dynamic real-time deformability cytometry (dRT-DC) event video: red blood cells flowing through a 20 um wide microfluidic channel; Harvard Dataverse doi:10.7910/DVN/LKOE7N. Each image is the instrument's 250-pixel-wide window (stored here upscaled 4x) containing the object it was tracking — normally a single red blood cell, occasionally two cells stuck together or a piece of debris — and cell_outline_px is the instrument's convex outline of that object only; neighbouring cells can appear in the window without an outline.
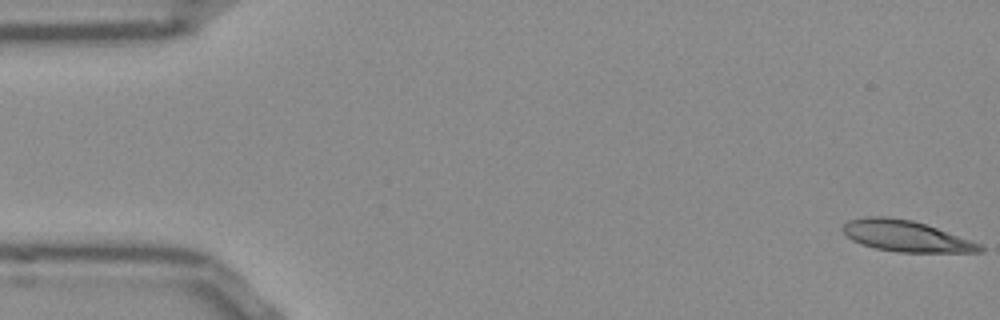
{"species": "Egyptian fruit bat (a non-hibernating species)", "species_latin": "Rousettus aegyptiacus", "temperature_condition": "room temperature", "stored_images_in_passage": 52, "camera_frame_rate_fps": 3000, "um_per_image_px": 0.085, "frame": {"image": 1, "passage_image": 1, "time_ms": 0.0, "image_size_px": [1000, 320], "cell_outline_px": [[984, 248], [980, 252], [900, 252], [876, 248], [860, 244], [852, 240], [840, 228], [848, 220], [864, 216], [888, 216], [912, 220], [936, 228], [980, 244]], "centroid_in_image_um": [76.93, 20.05], "position_along_channel_um": 8.1, "area_um2": 24.57}}
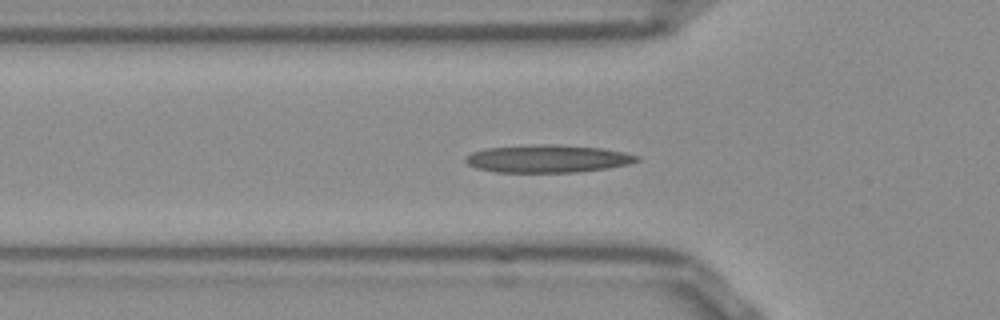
{"frame": {"image": 2, "passage_image": 17, "time_ms": 5.333, "image_size_px": [1000, 320], "cell_outline_px": [[640, 160], [628, 164], [608, 168], [576, 172], [496, 172], [476, 168], [468, 164], [464, 160], [472, 152], [488, 148], [528, 144], [560, 144], [600, 148], [624, 152], [640, 156]], "centroid_in_image_um": [46.56, 13.48], "position_along_channel_um": 79.2, "area_um2": 27.74}}
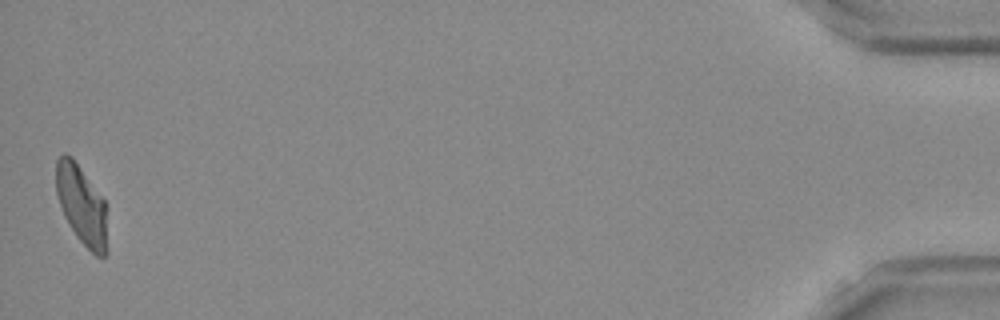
{"frame": {"image": 3, "passage_image": 52, "time_ms": 17.0, "image_size_px": [1000, 320], "cell_outline_px": [[108, 252], [104, 256], [96, 256], [76, 236], [64, 216], [56, 192], [56, 160], [64, 152], [72, 156], [104, 200], [108, 248]], "centroid_in_image_um": [6.94, 17.43], "position_along_channel_um": 428.3, "area_um2": 23.52}, "authors_computed_cell_mechanics": {"area_um2": 24.6228, "velocity_mm_per_s": 3.8336, "shape_relaxation_time_tau1_ms": 8.1378, "shape_relaxation_time_tau2_ms": 1.7255, "deformation_change_tau1": 0.257, "deformation_change_tau2": 0.1113}}